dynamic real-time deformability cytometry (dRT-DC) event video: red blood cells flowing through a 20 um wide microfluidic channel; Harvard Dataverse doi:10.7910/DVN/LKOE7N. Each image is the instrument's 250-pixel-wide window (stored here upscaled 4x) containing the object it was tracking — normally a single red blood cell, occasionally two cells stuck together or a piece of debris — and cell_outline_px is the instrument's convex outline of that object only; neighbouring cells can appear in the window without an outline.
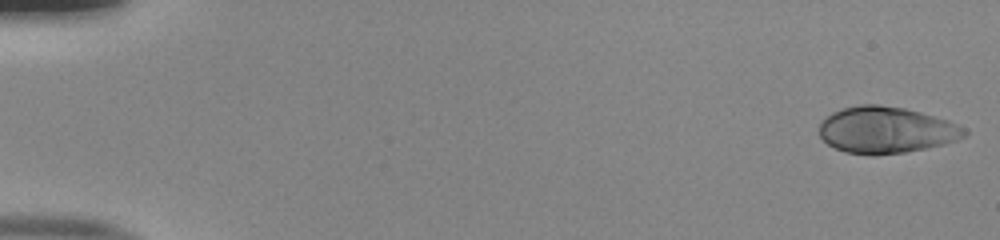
{"species": "human", "species_latin": "Homo sapiens", "temperature_condition": "room temperature", "stored_images_in_passage": 51, "camera_frame_rate_fps": 3000, "um_per_image_px": 0.085, "donor": {"sex": "male"}, "frame": {"image": 1, "passage_image": 1, "time_ms": 0.0, "image_size_px": [1000, 240], "cell_outline_px": [[968, 132], [964, 136], [956, 140], [944, 144], [904, 152], [844, 152], [828, 144], [820, 136], [820, 124], [832, 112], [844, 108], [860, 104], [880, 104], [904, 108], [920, 112], [948, 120], [964, 128]], "centroid_in_image_um": [75.33, 11.01], "position_along_channel_um": 9.7, "area_um2": 38.32}}
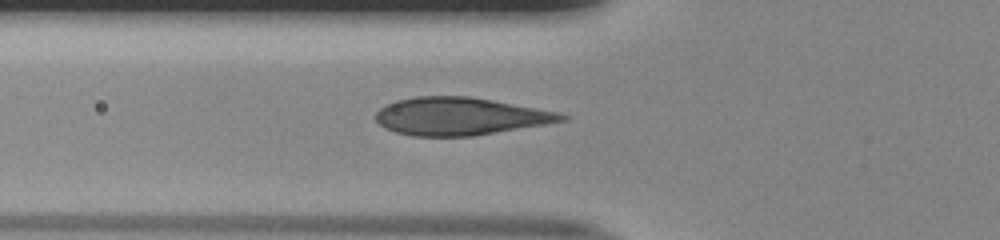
{"frame": {"image": 2, "passage_image": 19, "time_ms": 6.0, "image_size_px": [1000, 240], "cell_outline_px": [[568, 120], [472, 136], [412, 136], [396, 132], [384, 128], [376, 120], [376, 112], [384, 104], [396, 100], [416, 96], [468, 96], [492, 100], [560, 112], [568, 116]], "centroid_in_image_um": [39.07, 9.88], "position_along_channel_um": 86.7, "area_um2": 40.69}}
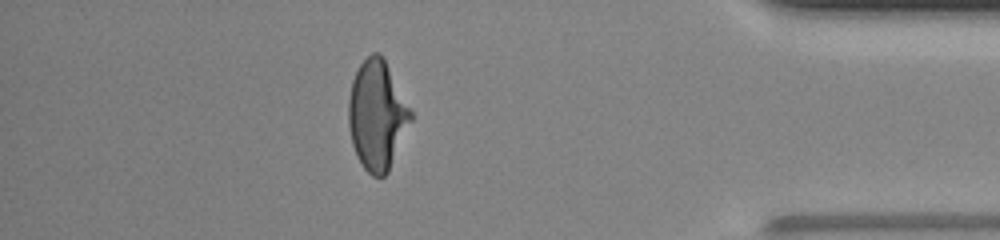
{"frame": {"image": 3, "passage_image": 45, "time_ms": 14.667, "image_size_px": [1000, 240], "cell_outline_px": [[412, 120], [388, 172], [384, 176], [372, 176], [364, 168], [356, 156], [352, 144], [348, 124], [348, 100], [352, 80], [360, 64], [372, 52], [380, 52], [384, 56], [412, 112]], "centroid_in_image_um": [32.04, 9.77], "position_along_channel_um": 403.2, "area_um2": 39.77}, "authors_computed_cell_mechanics": {"area_um2": 39.6508, "velocity_mm_per_s": 4.0246, "shape_relaxation_time_tau1_ms": 5.9627, "shape_relaxation_time_tau2_ms": null, "deformation_change_tau1": 0.2254, "deformation_change_tau2": null}}